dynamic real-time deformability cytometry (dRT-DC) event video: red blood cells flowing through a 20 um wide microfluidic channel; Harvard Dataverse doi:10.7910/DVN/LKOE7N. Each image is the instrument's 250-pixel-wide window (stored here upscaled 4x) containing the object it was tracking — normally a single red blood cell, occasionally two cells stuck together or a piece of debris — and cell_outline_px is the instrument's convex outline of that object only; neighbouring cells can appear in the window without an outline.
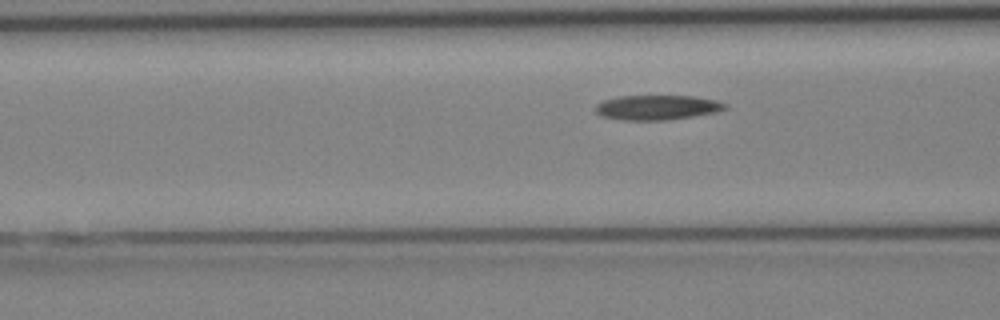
{"species": "Egyptian fruit bat (a non-hibernating species)", "species_latin": "Rousettus aegyptiacus", "temperature_condition": "cold", "stored_images_in_passage": 3, "camera_frame_rate_fps": 3000, "um_per_image_px": 0.085, "animal": {"sex": "female"}, "frame": {"image": 1, "passage_image": 3, "time_ms": 2.333, "image_size_px": [1000, 320], "cell_outline_px": [[728, 108], [716, 112], [692, 116], [664, 120], [624, 120], [600, 116], [596, 112], [596, 104], [604, 100], [616, 96], [692, 96], [716, 100], [728, 104]], "centroid_in_image_um": [55.85, 9.13], "position_along_channel_um": 110.8, "area_um2": 18.67}}